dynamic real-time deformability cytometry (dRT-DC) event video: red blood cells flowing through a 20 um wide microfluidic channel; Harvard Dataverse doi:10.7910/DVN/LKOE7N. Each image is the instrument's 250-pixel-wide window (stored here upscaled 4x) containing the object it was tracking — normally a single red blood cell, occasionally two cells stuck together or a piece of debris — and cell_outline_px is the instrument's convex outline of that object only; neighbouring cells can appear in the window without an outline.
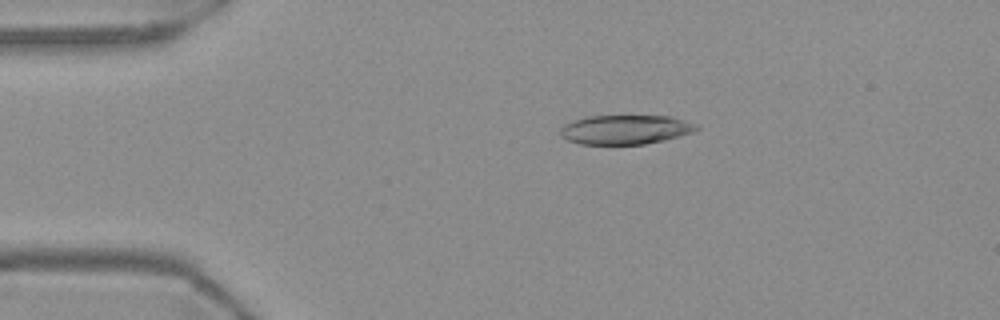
{"species": "Egyptian fruit bat (a non-hibernating species)", "species_latin": "Rousettus aegyptiacus", "temperature_condition": "warm", "stored_images_in_passage": 54, "camera_frame_rate_fps": 3000, "um_per_image_px": 0.085, "frame": {"image": 1, "passage_image": 10, "time_ms": 3.0, "image_size_px": [1000, 320], "cell_outline_px": [[700, 128], [692, 132], [680, 136], [664, 140], [644, 144], [580, 144], [568, 140], [560, 136], [560, 128], [564, 124], [572, 120], [584, 116], [672, 116], [696, 124]], "centroid_in_image_um": [53.13, 11.01], "position_along_channel_um": 31.9, "area_um2": 23.35}}
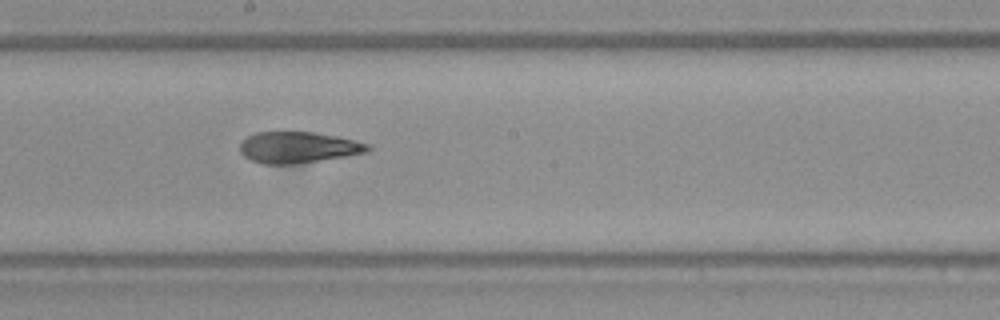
{"frame": {"image": 2, "passage_image": 29, "time_ms": 9.333, "image_size_px": [1000, 320], "cell_outline_px": [[372, 148], [368, 152], [344, 156], [292, 164], [264, 164], [252, 160], [244, 156], [240, 152], [240, 144], [248, 136], [256, 132], [312, 132], [336, 136], [372, 144]], "centroid_in_image_um": [25.36, 12.52], "position_along_channel_um": 222.8, "area_um2": 23.06}}
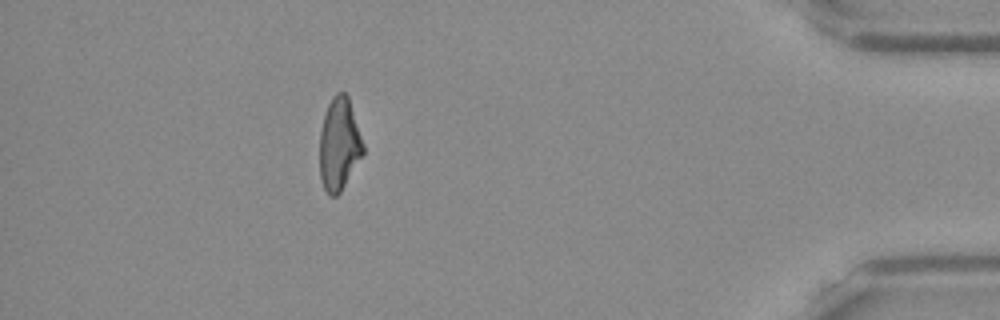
{"frame": {"image": 3, "passage_image": 48, "time_ms": 15.667, "image_size_px": [1000, 320], "cell_outline_px": [[364, 152], [340, 192], [336, 196], [328, 196], [324, 188], [320, 176], [320, 132], [324, 116], [328, 104], [332, 96], [336, 92], [344, 92], [348, 96], [364, 144]], "centroid_in_image_um": [28.82, 12.25], "position_along_channel_um": 406.4, "area_um2": 23.29}, "authors_computed_cell_mechanics": {"area_um2": 24.3916, "velocity_mm_per_s": 3.7316, "shape_relaxation_time_tau1_ms": null, "shape_relaxation_time_tau2_ms": 3.4388, "deformation_change_tau1": null, "deformation_change_tau2": 0.0906}}